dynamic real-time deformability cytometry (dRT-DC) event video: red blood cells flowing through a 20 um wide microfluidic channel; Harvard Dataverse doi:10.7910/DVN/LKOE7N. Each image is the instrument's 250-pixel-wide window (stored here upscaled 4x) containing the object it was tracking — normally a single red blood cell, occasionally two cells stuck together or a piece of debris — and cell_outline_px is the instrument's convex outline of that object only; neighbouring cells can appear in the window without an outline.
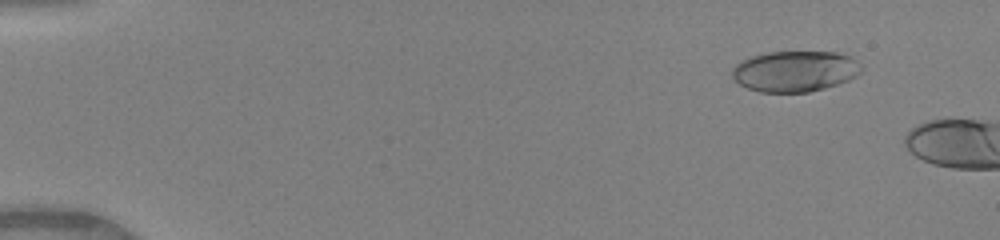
{"species": "human", "species_latin": "Homo sapiens", "temperature_condition": "warm", "stored_images_in_passage": 7, "camera_frame_rate_fps": 3000, "um_per_image_px": 0.085, "donor": {"sex": "female"}, "frame": {"image": 1, "passage_image": 4, "time_ms": 1.0, "image_size_px": [1000, 240], "cell_outline_px": [[860, 72], [856, 76], [848, 80], [824, 88], [808, 92], [760, 92], [748, 88], [740, 84], [732, 76], [732, 68], [736, 64], [752, 56], [768, 52], [836, 52], [848, 56], [856, 60], [860, 68]], "centroid_in_image_um": [67.55, 6.06], "position_along_channel_um": 17.5, "area_um2": 30.4}}